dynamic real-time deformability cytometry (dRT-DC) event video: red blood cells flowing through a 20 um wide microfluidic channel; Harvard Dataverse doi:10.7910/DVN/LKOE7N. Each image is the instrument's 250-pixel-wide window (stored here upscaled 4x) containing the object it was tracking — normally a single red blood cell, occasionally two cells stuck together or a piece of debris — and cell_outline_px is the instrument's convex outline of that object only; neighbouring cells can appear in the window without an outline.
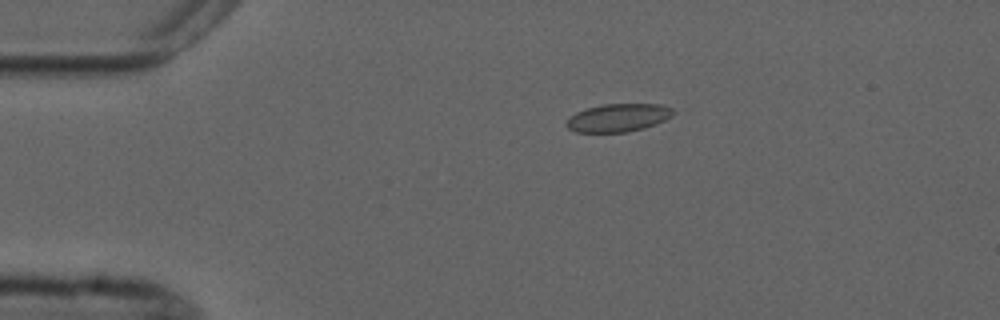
{"species": "common noctule bat (a hibernating species)", "species_latin": "Nyctalus noctula", "temperature_condition": "cold", "stored_images_in_passage": 4, "camera_frame_rate_fps": 3000, "um_per_image_px": 0.085, "animal": {"sex": "male", "forearm_length_mm": 52.5}, "frame": {"image": 1, "passage_image": 3, "time_ms": 3.0, "image_size_px": [1000, 320], "cell_outline_px": [[688, 108], [656, 124], [644, 128], [628, 132], [576, 132], [568, 128], [564, 124], [576, 112], [588, 108], [604, 104], [660, 104]], "centroid_in_image_um": [52.73, 9.98], "position_along_channel_um": 32.3, "area_um2": 17.98}}